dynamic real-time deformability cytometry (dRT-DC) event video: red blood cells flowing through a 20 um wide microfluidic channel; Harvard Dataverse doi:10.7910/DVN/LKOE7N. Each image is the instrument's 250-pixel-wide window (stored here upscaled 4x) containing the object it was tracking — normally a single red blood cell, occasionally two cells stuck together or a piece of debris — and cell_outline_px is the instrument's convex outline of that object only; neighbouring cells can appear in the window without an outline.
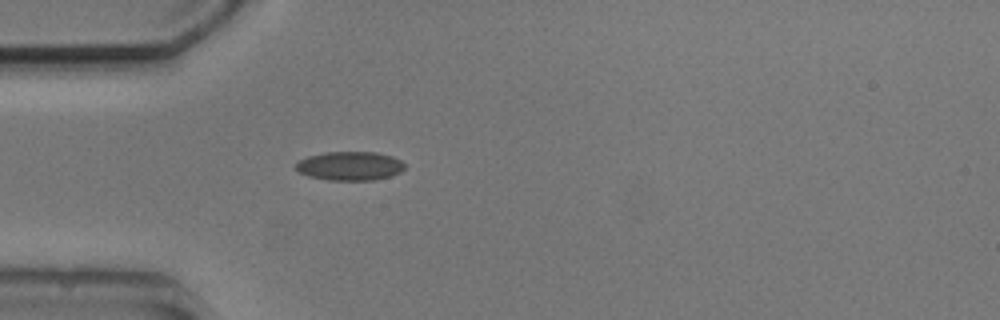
{"species": "common noctule bat (a hibernating species)", "species_latin": "Nyctalus noctula", "temperature_condition": "cold", "stored_images_in_passage": 4, "camera_frame_rate_fps": 3000, "um_per_image_px": 0.085, "animal": {"sex": "male", "body_mass_g": 20.5, "forearm_length_mm": 52.5}, "frame": {"image": 1, "passage_image": 4, "time_ms": 4.333, "image_size_px": [1000, 320], "cell_outline_px": [[404, 168], [400, 172], [392, 176], [372, 180], [328, 180], [308, 176], [300, 172], [296, 168], [296, 164], [300, 160], [308, 156], [324, 152], [376, 152], [392, 156], [400, 160], [404, 164]], "centroid_in_image_um": [29.75, 14.1], "position_along_channel_um": 55.2, "area_um2": 18.26}}